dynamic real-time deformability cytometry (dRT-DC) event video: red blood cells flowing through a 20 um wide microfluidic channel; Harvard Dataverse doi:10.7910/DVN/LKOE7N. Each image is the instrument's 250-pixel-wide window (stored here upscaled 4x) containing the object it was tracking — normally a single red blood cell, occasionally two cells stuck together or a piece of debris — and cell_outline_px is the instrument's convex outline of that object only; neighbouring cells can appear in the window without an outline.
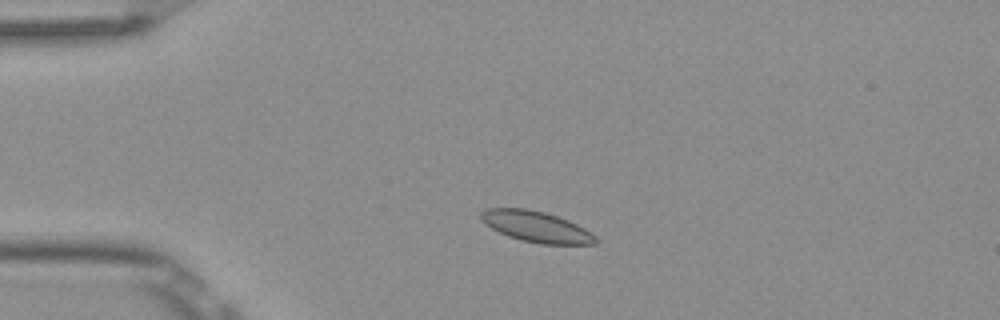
{"species": "Egyptian fruit bat (a non-hibernating species)", "species_latin": "Rousettus aegyptiacus", "temperature_condition": "room temperature", "stored_images_in_passage": 4, "camera_frame_rate_fps": 3000, "um_per_image_px": 0.085, "frame": {"image": 1, "passage_image": 2, "time_ms": 0.333, "image_size_px": [1000, 320], "cell_outline_px": [[600, 240], [596, 244], [540, 244], [520, 240], [508, 236], [484, 224], [480, 220], [480, 212], [488, 208], [528, 208], [544, 212], [568, 220], [584, 228], [596, 236]], "centroid_in_image_um": [45.58, 19.27], "position_along_channel_um": 39.4, "area_um2": 20.75}}
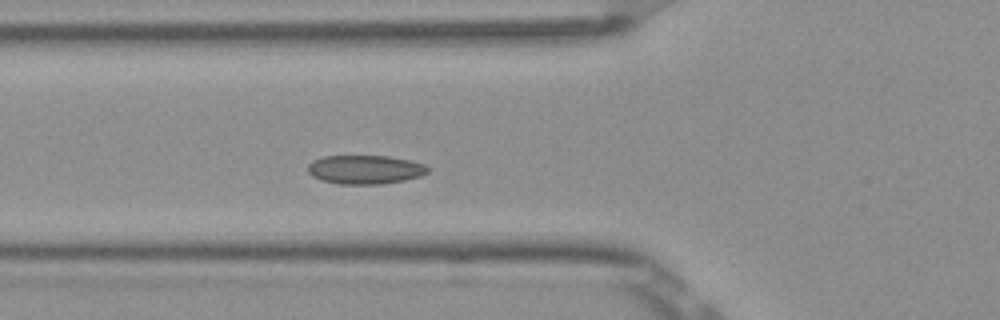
{"frame": {"image": 2, "passage_image": 4, "time_ms": 1.0, "image_size_px": [1000, 320], "cell_outline_px": [[428, 172], [420, 176], [404, 180], [380, 184], [340, 184], [320, 180], [312, 176], [308, 172], [308, 164], [312, 160], [324, 156], [388, 156], [408, 160], [424, 164], [428, 168]], "centroid_in_image_um": [30.99, 14.41], "position_along_channel_um": 94.8, "area_um2": 20.11}}